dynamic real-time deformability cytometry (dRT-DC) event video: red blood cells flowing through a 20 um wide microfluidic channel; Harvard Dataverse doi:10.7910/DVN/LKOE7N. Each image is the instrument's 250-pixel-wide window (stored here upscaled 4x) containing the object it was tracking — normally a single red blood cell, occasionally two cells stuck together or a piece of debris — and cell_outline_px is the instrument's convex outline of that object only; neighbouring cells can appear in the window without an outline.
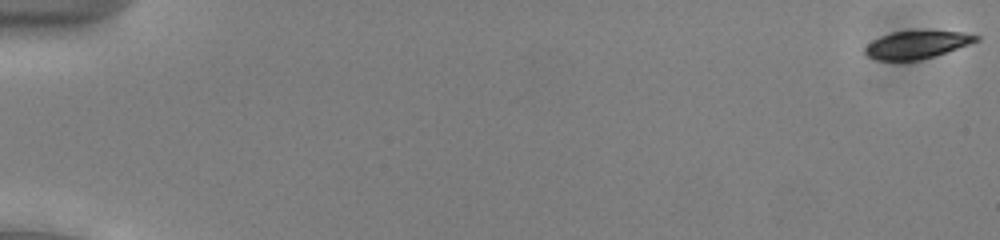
{"species": "common noctule bat (a hibernating species)", "species_latin": "Nyctalus noctula", "temperature_condition": "cold", "stored_images_in_passage": 54, "camera_frame_rate_fps": 3000, "um_per_image_px": 0.085, "animal": {"sex": "male", "body_mass_g": 13.0, "forearm_length_mm": 53.1}, "frame": {"image": 1, "passage_image": 1, "time_ms": 0.0, "image_size_px": [1000, 240], "cell_outline_px": [[980, 40], [932, 56], [916, 60], [876, 60], [868, 56], [864, 52], [864, 48], [868, 44], [880, 36], [892, 32], [964, 32], [980, 36]], "centroid_in_image_um": [77.89, 3.81], "position_along_channel_um": 7.1, "area_um2": 17.28}}
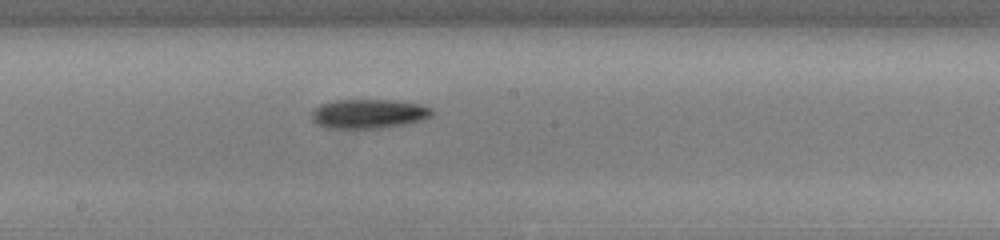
{"frame": {"image": 2, "passage_image": 31, "time_ms": 10.0, "image_size_px": [1000, 240], "cell_outline_px": [[432, 116], [420, 120], [404, 124], [380, 128], [324, 128], [316, 124], [312, 120], [312, 112], [320, 104], [336, 100], [392, 100], [420, 104], [432, 108]], "centroid_in_image_um": [31.31, 9.67], "position_along_channel_um": 216.9, "area_um2": 20.46}}
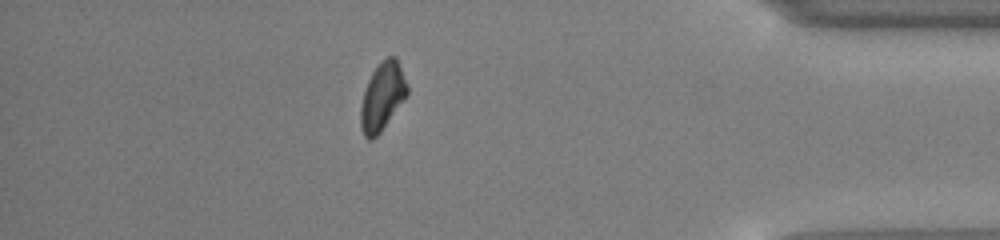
{"frame": {"image": 3, "passage_image": 48, "time_ms": 15.667, "image_size_px": [1000, 240], "cell_outline_px": [[408, 92], [380, 132], [372, 140], [368, 140], [364, 136], [360, 128], [360, 108], [364, 92], [368, 80], [376, 64], [380, 60], [388, 56], [396, 56], [408, 84]], "centroid_in_image_um": [32.48, 8.17], "position_along_channel_um": 402.7, "area_um2": 18.38}, "authors_computed_cell_mechanics": {"area_um2": 18.9873, "velocity_mm_per_s": 3.9008, "shape_relaxation_time_tau1_ms": 2.0691, "shape_relaxation_time_tau2_ms": null, "deformation_change_tau1": 0.1176, "deformation_change_tau2": null}}